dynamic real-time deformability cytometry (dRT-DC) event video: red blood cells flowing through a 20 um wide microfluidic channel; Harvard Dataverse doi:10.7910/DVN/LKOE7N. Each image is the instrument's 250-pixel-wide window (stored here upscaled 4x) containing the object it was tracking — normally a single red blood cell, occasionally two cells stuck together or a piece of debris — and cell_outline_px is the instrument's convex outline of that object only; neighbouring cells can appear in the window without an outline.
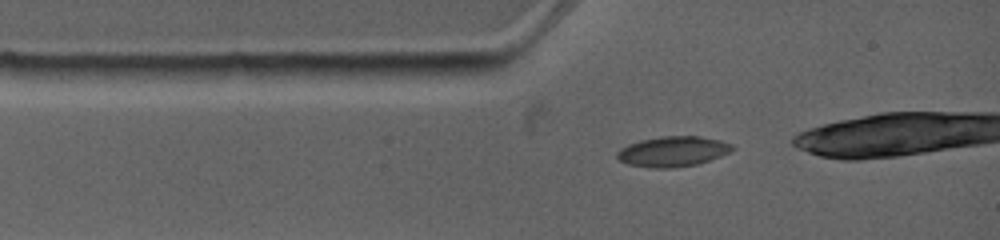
{"species": "common noctule bat (a hibernating species)", "species_latin": "Nyctalus noctula", "temperature_condition": "warm", "stored_images_in_passage": 2, "camera_frame_rate_fps": 4500, "um_per_image_px": 0.085, "animal": {"sex": "female", "body_mass_g": 19.0, "forearm_length_mm": 53.3}, "frame": {"image": 1, "passage_image": 1, "time_ms": 0.0, "image_size_px": [1000, 240], "cell_outline_px": [[736, 148], [720, 156], [696, 164], [672, 168], [652, 168], [628, 164], [620, 160], [616, 156], [616, 152], [620, 148], [628, 144], [640, 140], [660, 136], [700, 136], [720, 140], [732, 144]], "centroid_in_image_um": [57.17, 12.86], "position_along_channel_um": 27.8, "area_um2": 20.29}}